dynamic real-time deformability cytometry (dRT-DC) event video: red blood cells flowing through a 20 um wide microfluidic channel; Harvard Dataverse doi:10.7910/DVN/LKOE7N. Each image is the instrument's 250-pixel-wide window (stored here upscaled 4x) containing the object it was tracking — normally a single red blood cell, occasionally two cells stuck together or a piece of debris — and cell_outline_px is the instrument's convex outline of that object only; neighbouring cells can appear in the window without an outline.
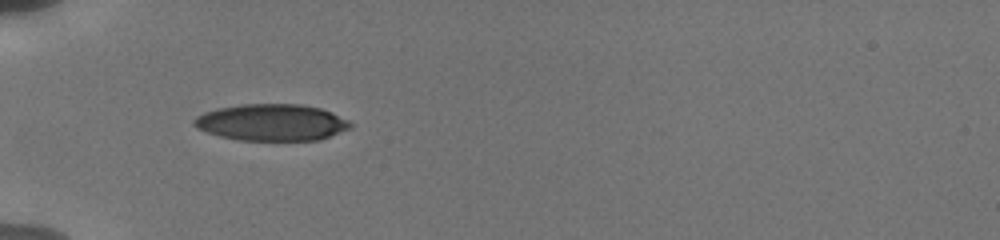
{"species": "human", "species_latin": "Homo sapiens", "temperature_condition": "cold", "stored_images_in_passage": 10, "camera_frame_rate_fps": 3000, "um_per_image_px": 0.085, "donor": {"sex": "male"}, "frame": {"image": 1, "passage_image": 1, "time_ms": 0.0, "image_size_px": [1000, 240], "cell_outline_px": [[352, 128], [320, 140], [236, 140], [220, 136], [196, 128], [192, 124], [192, 120], [196, 116], [204, 112], [216, 108], [244, 104], [300, 104], [320, 108], [332, 112], [348, 120], [352, 124]], "centroid_in_image_um": [23.08, 10.4], "position_along_channel_um": 61.9, "area_um2": 33.58}}
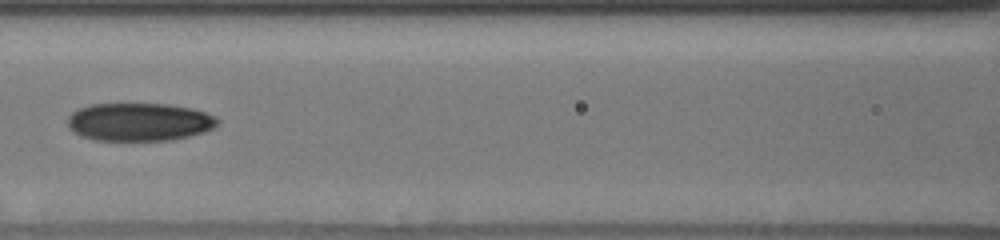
{"frame": {"image": 2, "passage_image": 6, "time_ms": 2.667, "image_size_px": [1000, 240], "cell_outline_px": [[220, 124], [216, 128], [204, 132], [172, 140], [96, 140], [80, 136], [72, 132], [68, 128], [68, 116], [72, 112], [88, 104], [168, 104], [192, 108], [216, 116], [220, 120]], "centroid_in_image_um": [11.86, 10.36], "position_along_channel_um": 154.7, "area_um2": 33.58}}
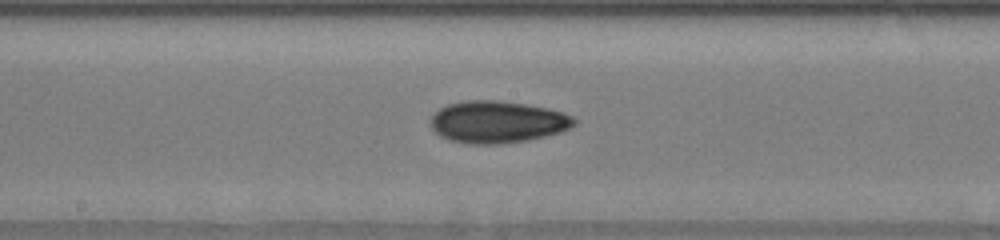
{"frame": {"image": 3, "passage_image": 9, "time_ms": 4.0, "image_size_px": [1000, 240], "cell_outline_px": [[576, 124], [560, 132], [528, 140], [500, 144], [472, 144], [448, 140], [440, 136], [432, 128], [432, 116], [440, 108], [448, 104], [464, 100], [496, 100], [524, 104], [548, 108], [564, 112], [572, 116], [576, 120]], "centroid_in_image_um": [42.29, 10.36], "position_along_channel_um": 205.9, "area_um2": 35.08}}